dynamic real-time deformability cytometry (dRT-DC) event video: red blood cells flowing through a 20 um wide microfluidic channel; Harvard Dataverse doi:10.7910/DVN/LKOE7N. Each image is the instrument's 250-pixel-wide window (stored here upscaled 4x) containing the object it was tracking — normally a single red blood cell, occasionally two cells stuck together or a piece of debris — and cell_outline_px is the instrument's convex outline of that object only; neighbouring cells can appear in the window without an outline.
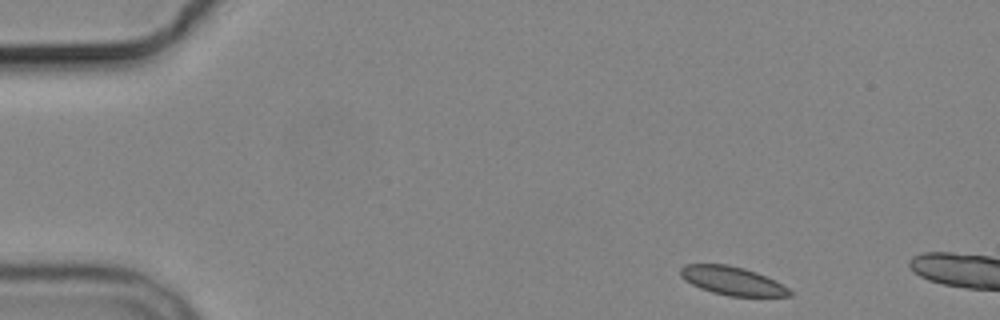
{"species": "common noctule bat (a hibernating species)", "species_latin": "Nyctalus noctula", "temperature_condition": "cold", "stored_images_in_passage": 4, "camera_frame_rate_fps": 3000, "um_per_image_px": 0.085, "animal": {"sex": "male", "body_mass_g": 19.2, "forearm_length_mm": 51.8}, "frame": {"image": 1, "passage_image": 1, "time_ms": 0.0, "image_size_px": [1000, 320], "cell_outline_px": [[792, 296], [728, 296], [712, 292], [700, 288], [684, 280], [680, 276], [680, 268], [684, 264], [728, 264], [744, 268], [756, 272], [788, 288], [792, 292]], "centroid_in_image_um": [62.19, 23.86], "position_along_channel_um": 22.8, "area_um2": 17.98}}
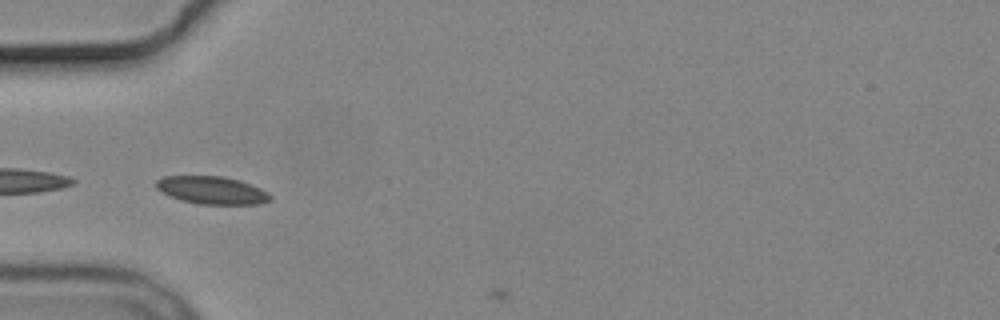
{"frame": {"image": 2, "passage_image": 3, "time_ms": 7.333, "image_size_px": [1000, 320], "cell_outline_px": [[272, 200], [260, 204], [200, 204], [180, 200], [156, 188], [156, 180], [164, 176], [224, 176], [240, 180], [260, 188], [268, 192], [272, 196]], "centroid_in_image_um": [18.06, 16.17], "position_along_channel_um": 66.9, "area_um2": 18.44}}